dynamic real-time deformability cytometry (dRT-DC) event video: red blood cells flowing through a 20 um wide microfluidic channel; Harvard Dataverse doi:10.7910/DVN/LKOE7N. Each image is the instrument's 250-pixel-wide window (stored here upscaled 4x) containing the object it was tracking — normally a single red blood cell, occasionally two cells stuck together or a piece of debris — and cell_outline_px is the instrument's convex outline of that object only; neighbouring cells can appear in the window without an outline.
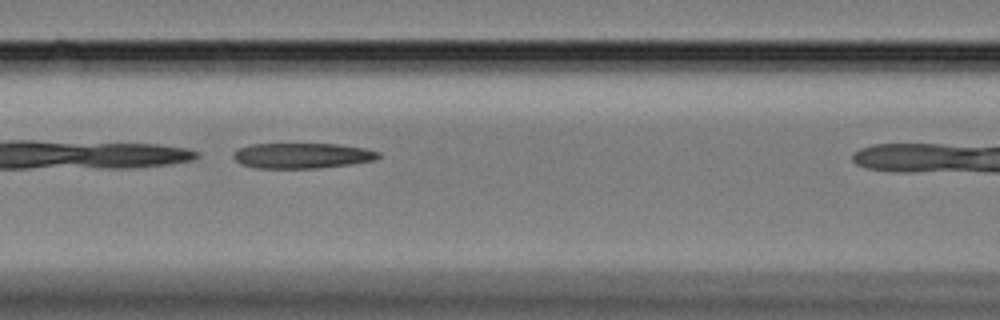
{"species": "Egyptian fruit bat (a non-hibernating species)", "species_latin": "Rousettus aegyptiacus", "temperature_condition": "cold", "stored_images_in_passage": 8, "camera_frame_rate_fps": 3000, "um_per_image_px": 0.085, "animal": {"sex": "female"}, "frame": {"image": 1, "passage_image": 7, "time_ms": 2.0, "image_size_px": [1000, 320], "cell_outline_px": [[380, 156], [372, 160], [352, 164], [316, 168], [256, 168], [240, 164], [232, 156], [232, 152], [236, 148], [252, 144], [340, 144], [368, 148], [380, 152]], "centroid_in_image_um": [25.65, 13.22], "position_along_channel_um": 140.9, "area_um2": 21.68}}